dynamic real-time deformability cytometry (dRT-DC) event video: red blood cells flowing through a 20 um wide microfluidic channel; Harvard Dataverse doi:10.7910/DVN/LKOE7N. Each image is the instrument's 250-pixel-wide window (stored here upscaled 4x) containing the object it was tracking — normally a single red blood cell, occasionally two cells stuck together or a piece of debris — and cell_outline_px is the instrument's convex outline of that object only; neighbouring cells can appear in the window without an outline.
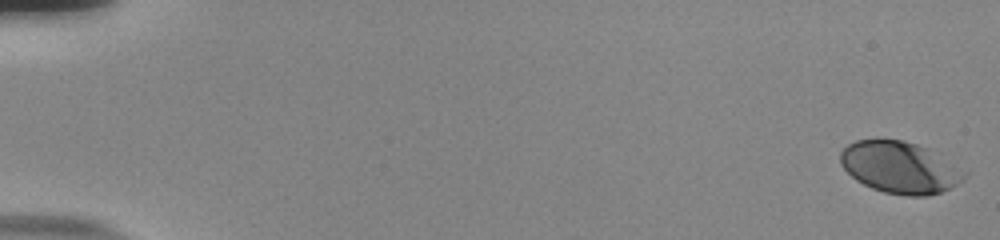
{"species": "human", "species_latin": "Homo sapiens", "temperature_condition": "room temperature", "stored_images_in_passage": 56, "camera_frame_rate_fps": 3000, "um_per_image_px": 0.085, "donor": {"sex": "male"}, "frame": {"image": 1, "passage_image": 1, "time_ms": 0.0, "image_size_px": [1000, 240], "cell_outline_px": [[968, 172], [964, 180], [940, 192], [928, 196], [908, 196], [884, 192], [872, 188], [856, 180], [840, 164], [840, 152], [848, 144], [856, 140], [876, 136], [880, 136], [904, 140], [928, 148]], "centroid_in_image_um": [76.46, 14.18], "position_along_channel_um": 8.5, "area_um2": 37.97}}
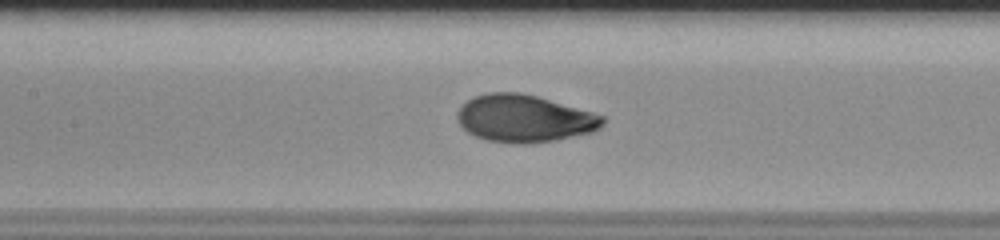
{"frame": {"image": 2, "passage_image": 28, "time_ms": 9.0, "image_size_px": [1000, 240], "cell_outline_px": [[604, 124], [596, 132], [556, 140], [524, 144], [512, 144], [488, 140], [476, 136], [468, 132], [456, 120], [456, 112], [468, 100], [476, 96], [488, 92], [520, 92], [536, 96], [592, 112], [604, 116]], "centroid_in_image_um": [44.58, 10.08], "position_along_channel_um": 162.8, "area_um2": 40.17}}
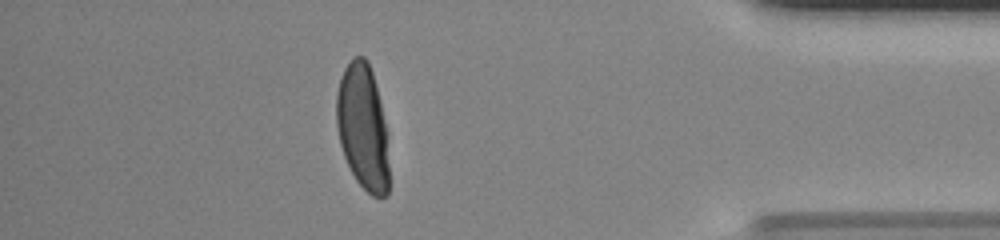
{"frame": {"image": 3, "passage_image": 50, "time_ms": 16.333, "image_size_px": [1000, 240], "cell_outline_px": [[388, 196], [372, 196], [356, 180], [344, 156], [340, 144], [336, 124], [336, 92], [344, 68], [352, 56], [364, 56], [368, 60], [372, 72], [388, 132]], "centroid_in_image_um": [30.84, 10.78], "position_along_channel_um": 404.4, "area_um2": 38.73}, "authors_computed_cell_mechanics": {"area_um2": 38.7838, "velocity_mm_per_s": 3.7492, "shape_relaxation_time_tau1_ms": 3.7124, "shape_relaxation_time_tau2_ms": null, "deformation_change_tau1": 0.1921, "deformation_change_tau2": null}}